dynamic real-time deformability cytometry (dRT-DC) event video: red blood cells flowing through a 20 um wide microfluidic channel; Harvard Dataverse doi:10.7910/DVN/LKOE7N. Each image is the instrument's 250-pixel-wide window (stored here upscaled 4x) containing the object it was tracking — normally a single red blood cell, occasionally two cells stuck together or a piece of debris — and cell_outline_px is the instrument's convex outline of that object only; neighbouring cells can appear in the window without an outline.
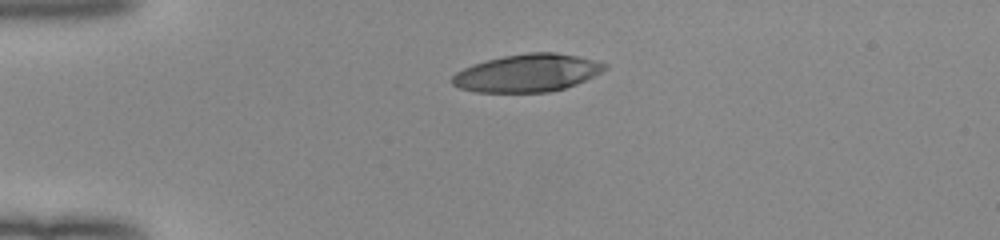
{"species": "human", "species_latin": "Homo sapiens", "temperature_condition": "room temperature", "stored_images_in_passage": 39, "camera_frame_rate_fps": 3000, "um_per_image_px": 0.085, "donor": {"sex": "female"}, "frame": {"image": 1, "passage_image": 1, "time_ms": 0.0, "image_size_px": [1000, 240], "cell_outline_px": [[608, 68], [576, 84], [564, 88], [548, 92], [476, 92], [460, 88], [452, 84], [448, 80], [456, 72], [472, 64], [504, 56], [528, 52], [556, 52], [576, 56], [608, 64]], "centroid_in_image_um": [44.78, 6.2], "position_along_channel_um": 40.2, "area_um2": 33.35}}
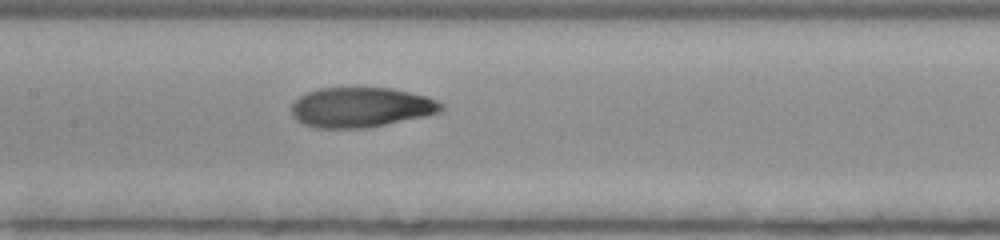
{"frame": {"image": 2, "passage_image": 14, "time_ms": 4.333, "image_size_px": [1000, 240], "cell_outline_px": [[444, 108], [440, 112], [424, 116], [364, 128], [316, 128], [304, 124], [296, 120], [292, 116], [292, 104], [300, 96], [308, 92], [320, 88], [392, 88], [424, 96], [436, 100], [444, 104]], "centroid_in_image_um": [30.66, 9.12], "position_along_channel_um": 176.7, "area_um2": 34.56}}
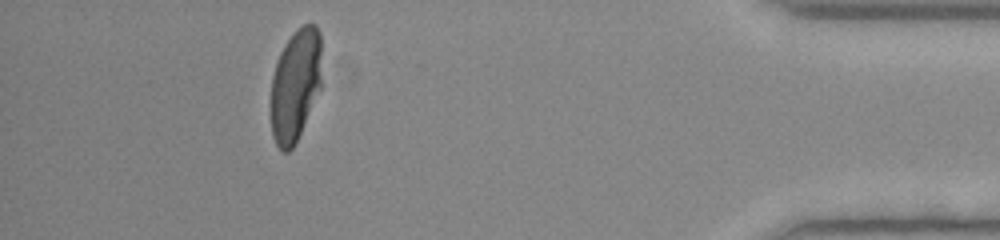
{"frame": {"image": 3, "passage_image": 35, "time_ms": 11.333, "image_size_px": [1000, 240], "cell_outline_px": [[320, 88], [300, 132], [292, 148], [288, 152], [284, 152], [276, 144], [272, 136], [268, 104], [272, 76], [280, 52], [284, 44], [296, 28], [304, 24], [316, 24], [320, 32]], "centroid_in_image_um": [25.05, 7.22], "position_along_channel_um": 410.2, "area_um2": 33.58}, "authors_computed_cell_mechanics": {"area_um2": 34.5644, "velocity_mm_per_s": 4.036, "shape_relaxation_time_tau1_ms": 6.7813, "shape_relaxation_time_tau2_ms": 1.1458, "deformation_change_tau1": 0.2817, "deformation_change_tau2": 0.0577}}